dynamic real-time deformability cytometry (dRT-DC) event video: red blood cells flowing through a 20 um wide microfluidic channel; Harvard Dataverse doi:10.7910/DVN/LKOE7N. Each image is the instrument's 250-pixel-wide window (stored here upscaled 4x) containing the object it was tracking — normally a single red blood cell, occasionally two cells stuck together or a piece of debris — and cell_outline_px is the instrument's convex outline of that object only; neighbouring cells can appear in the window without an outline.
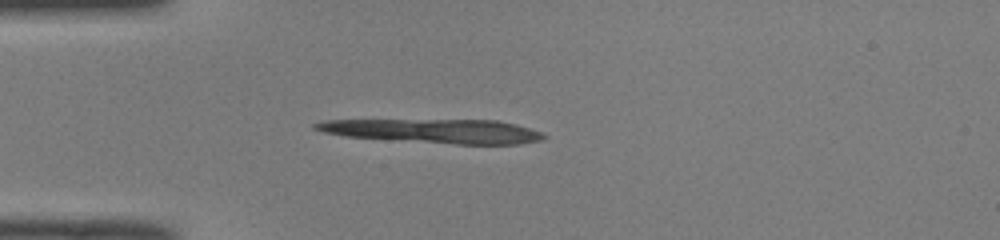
{"species": "common noctule bat (a hibernating species)", "species_latin": "Nyctalus noctula", "temperature_condition": "room temperature", "stored_images_in_passage": 6, "camera_frame_rate_fps": 3000, "um_per_image_px": 0.085, "animal": {"sex": "male", "body_mass_g": 19.0, "forearm_length_mm": 50.8}, "frame": {"image": 1, "passage_image": 1, "time_ms": 0.0, "image_size_px": [1000, 240], "cell_outline_px": [[548, 136], [544, 140], [520, 144], [456, 144], [348, 136], [324, 132], [312, 128], [312, 124], [320, 120], [496, 120], [516, 124], [540, 132]], "centroid_in_image_um": [36.94, 11.13], "position_along_channel_um": 48.1, "area_um2": 31.73}}